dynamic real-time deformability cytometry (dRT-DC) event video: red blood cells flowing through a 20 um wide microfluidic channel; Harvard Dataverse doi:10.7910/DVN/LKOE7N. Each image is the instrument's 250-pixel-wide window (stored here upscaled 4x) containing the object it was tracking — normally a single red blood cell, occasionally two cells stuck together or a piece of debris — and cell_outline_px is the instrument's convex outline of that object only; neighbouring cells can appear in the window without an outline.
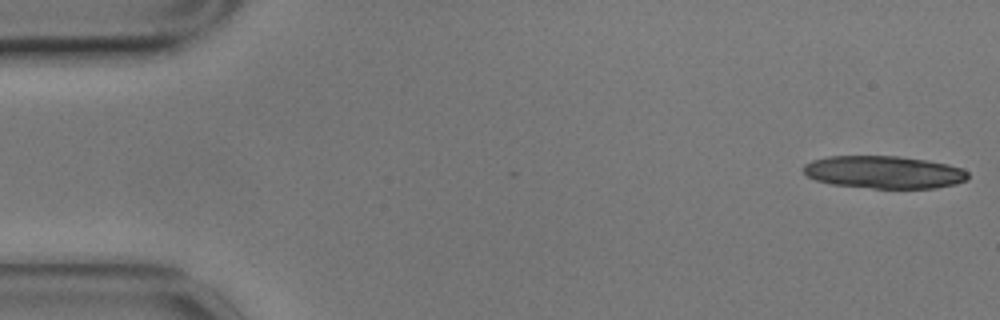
{"species": "common noctule bat (a hibernating species)", "species_latin": "Nyctalus noctula", "temperature_condition": "cold", "stored_images_in_passage": 15, "camera_frame_rate_fps": 3000, "um_per_image_px": 0.085, "animal": {"sex": "male", "body_mass_g": 17.9}, "frame": {"image": 1, "passage_image": 1, "time_ms": 0.0, "image_size_px": [1000, 320], "cell_outline_px": [[968, 180], [956, 184], [936, 188], [872, 188], [832, 184], [816, 180], [808, 176], [804, 172], [804, 164], [812, 160], [828, 156], [896, 156], [928, 160], [948, 164], [960, 168], [968, 172]], "centroid_in_image_um": [75.16, 14.63], "position_along_channel_um": 9.8, "area_um2": 31.27}}